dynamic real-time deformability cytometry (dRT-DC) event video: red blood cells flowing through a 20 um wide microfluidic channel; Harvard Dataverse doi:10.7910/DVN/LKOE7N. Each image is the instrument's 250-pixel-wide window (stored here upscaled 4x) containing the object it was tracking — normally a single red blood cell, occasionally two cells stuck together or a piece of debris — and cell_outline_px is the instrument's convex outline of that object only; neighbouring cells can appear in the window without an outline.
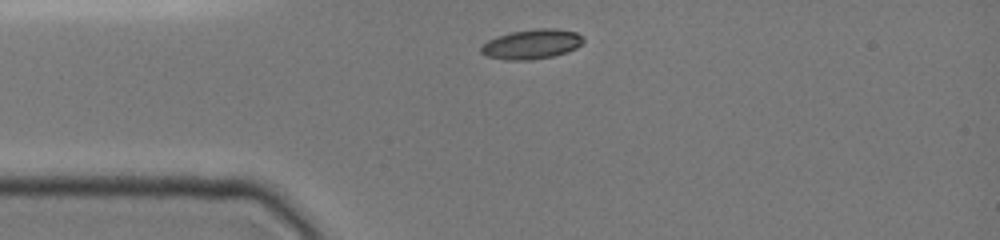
{"species": "common noctule bat (a hibernating species)", "species_latin": "Nyctalus noctula", "temperature_condition": "cold", "stored_images_in_passage": 3, "camera_frame_rate_fps": 3000, "um_per_image_px": 0.085, "animal": {"sex": "female", "body_mass_g": 19.0, "forearm_length_mm": 51.5}, "frame": {"image": 1, "passage_image": 1, "time_ms": 0.0, "image_size_px": [1000, 240], "cell_outline_px": [[584, 40], [576, 48], [568, 52], [552, 56], [528, 60], [504, 60], [484, 56], [480, 52], [480, 48], [488, 40], [496, 36], [512, 32], [540, 28], [556, 28], [576, 32], [584, 36]], "centroid_in_image_um": [45.19, 3.75], "position_along_channel_um": 39.8, "area_um2": 17.8}}
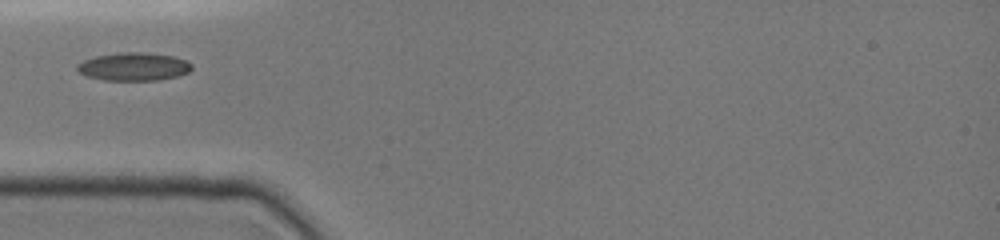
{"frame": {"image": 2, "passage_image": 2, "time_ms": 1.333, "image_size_px": [1000, 240], "cell_outline_px": [[192, 68], [188, 72], [176, 76], [160, 80], [104, 80], [88, 76], [80, 72], [76, 68], [76, 64], [84, 60], [96, 56], [120, 52], [144, 52], [172, 56], [184, 60], [192, 64]], "centroid_in_image_um": [11.35, 5.66], "position_along_channel_um": 73.6, "area_um2": 18.61}}
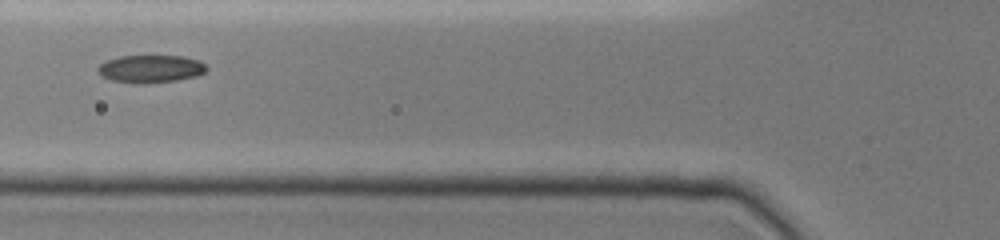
{"frame": {"image": 3, "passage_image": 3, "time_ms": 2.333, "image_size_px": [1000, 240], "cell_outline_px": [[208, 68], [204, 72], [196, 76], [176, 80], [144, 84], [132, 84], [112, 80], [104, 76], [96, 68], [100, 64], [108, 60], [120, 56], [180, 56], [200, 60]], "centroid_in_image_um": [12.81, 5.86], "position_along_channel_um": 113.0, "area_um2": 17.46}}